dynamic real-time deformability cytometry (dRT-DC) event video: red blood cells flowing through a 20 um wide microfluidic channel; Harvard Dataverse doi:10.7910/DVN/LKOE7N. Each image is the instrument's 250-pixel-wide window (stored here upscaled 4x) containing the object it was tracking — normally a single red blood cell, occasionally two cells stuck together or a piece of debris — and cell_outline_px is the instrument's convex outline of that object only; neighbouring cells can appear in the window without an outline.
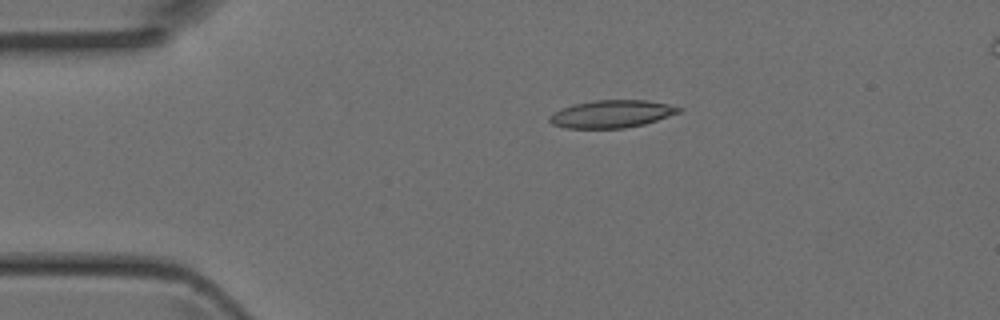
{"species": "Egyptian fruit bat (a non-hibernating species)", "species_latin": "Rousettus aegyptiacus", "temperature_condition": "room temperature", "stored_images_in_passage": 5, "camera_frame_rate_fps": 3000, "um_per_image_px": 0.085, "animal": {"sex": "female"}, "frame": {"image": 1, "passage_image": 3, "time_ms": 0.667, "image_size_px": [1000, 320], "cell_outline_px": [[684, 108], [680, 112], [644, 124], [624, 128], [564, 128], [552, 124], [548, 120], [548, 116], [552, 112], [576, 104], [596, 100], [644, 100], [668, 104]], "centroid_in_image_um": [51.97, 9.69], "position_along_channel_um": 33.0, "area_um2": 20.63}}